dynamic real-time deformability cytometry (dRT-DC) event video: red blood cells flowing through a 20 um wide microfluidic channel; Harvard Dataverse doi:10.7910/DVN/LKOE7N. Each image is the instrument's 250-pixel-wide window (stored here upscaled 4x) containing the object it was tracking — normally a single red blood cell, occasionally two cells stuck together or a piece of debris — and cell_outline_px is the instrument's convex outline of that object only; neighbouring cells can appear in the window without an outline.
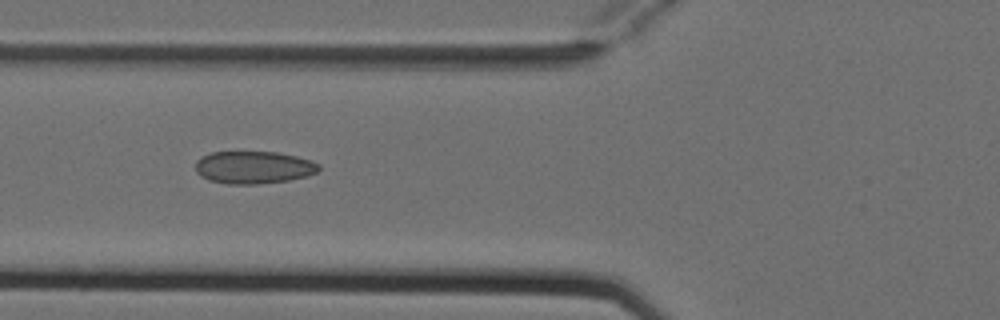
{"species": "Egyptian fruit bat (a non-hibernating species)", "species_latin": "Rousettus aegyptiacus", "temperature_condition": "cold", "stored_images_in_passage": 7, "camera_frame_rate_fps": 3000, "um_per_image_px": 0.085, "animal": {"sex": "female"}, "frame": {"image": 1, "passage_image": 5, "time_ms": 1.333, "image_size_px": [1000, 320], "cell_outline_px": [[320, 168], [316, 172], [308, 176], [288, 180], [256, 184], [228, 184], [208, 180], [200, 176], [196, 172], [196, 160], [200, 156], [212, 152], [276, 152], [296, 156], [312, 160], [320, 164]], "centroid_in_image_um": [21.54, 14.22], "position_along_channel_um": 104.3, "area_um2": 23.52}}
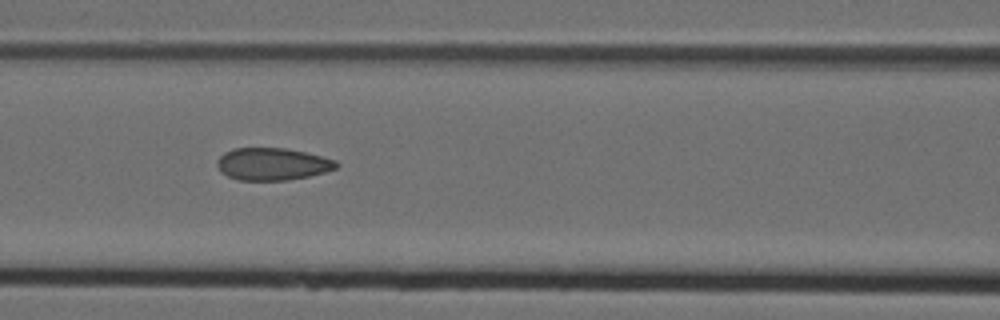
{"frame": {"image": 2, "passage_image": 6, "time_ms": 1.667, "image_size_px": [1000, 320], "cell_outline_px": [[340, 164], [336, 168], [324, 172], [308, 176], [288, 180], [236, 180], [220, 172], [216, 164], [216, 160], [224, 152], [236, 148], [284, 148], [304, 152], [336, 160]], "centroid_in_image_um": [23.12, 13.95], "position_along_channel_um": 143.5, "area_um2": 22.43}}
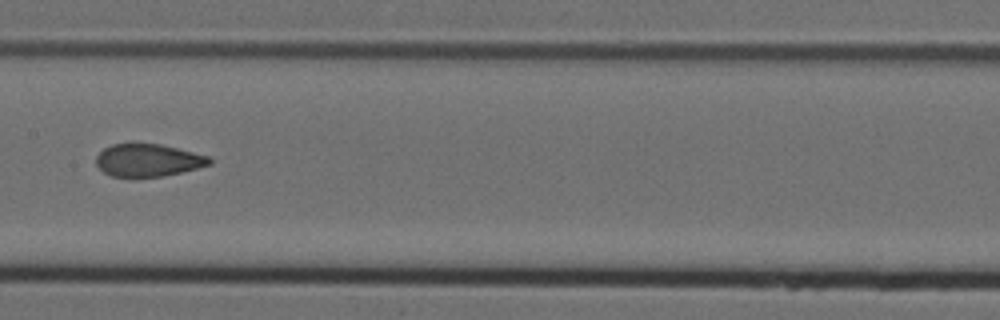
{"frame": {"image": 3, "passage_image": 7, "time_ms": 2.0, "image_size_px": [1000, 320], "cell_outline_px": [[212, 164], [164, 176], [132, 180], [112, 176], [104, 172], [96, 164], [96, 156], [104, 148], [112, 144], [132, 140], [160, 144], [208, 156], [212, 160]], "centroid_in_image_um": [12.51, 13.62], "position_along_channel_um": 194.9, "area_um2": 22.54}}